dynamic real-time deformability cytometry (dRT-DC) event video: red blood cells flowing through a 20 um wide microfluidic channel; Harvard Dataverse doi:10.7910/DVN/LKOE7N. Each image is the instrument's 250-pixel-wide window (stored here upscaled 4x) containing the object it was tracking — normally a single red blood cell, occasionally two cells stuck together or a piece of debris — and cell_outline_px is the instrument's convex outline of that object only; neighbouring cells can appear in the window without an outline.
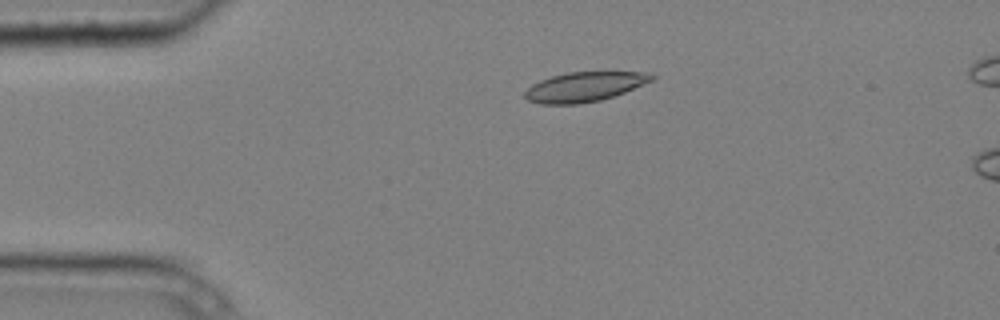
{"species": "common noctule bat (a hibernating species)", "species_latin": "Nyctalus noctula", "temperature_condition": "cold", "stored_images_in_passage": 6, "camera_frame_rate_fps": 3000, "um_per_image_px": 0.085, "animal": {"sex": "male", "body_mass_g": 20.4}, "frame": {"image": 1, "passage_image": 4, "time_ms": 1.0, "image_size_px": [1000, 320], "cell_outline_px": [[656, 76], [652, 80], [624, 92], [600, 100], [580, 104], [540, 104], [528, 100], [524, 96], [524, 92], [532, 84], [540, 80], [552, 76], [568, 72], [648, 72]], "centroid_in_image_um": [49.64, 7.38], "position_along_channel_um": 35.4, "area_um2": 21.73}}